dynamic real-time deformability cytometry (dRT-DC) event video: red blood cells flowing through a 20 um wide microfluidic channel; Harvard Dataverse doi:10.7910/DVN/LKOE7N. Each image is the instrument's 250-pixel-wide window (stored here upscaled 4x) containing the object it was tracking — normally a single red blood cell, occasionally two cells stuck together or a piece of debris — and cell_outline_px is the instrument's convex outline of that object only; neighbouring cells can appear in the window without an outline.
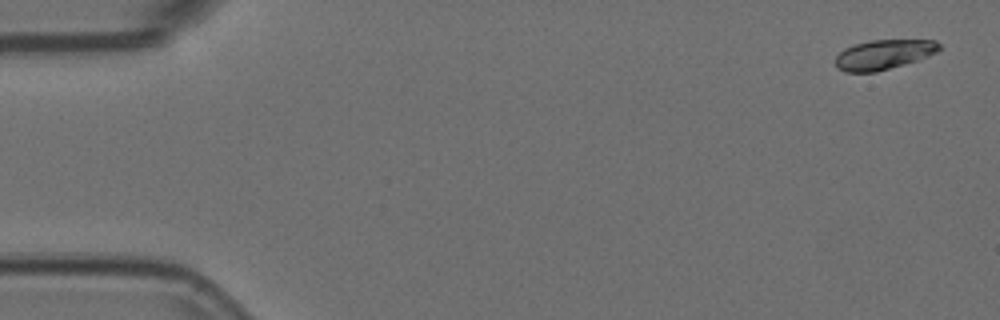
{"species": "Egyptian fruit bat (a non-hibernating species)", "species_latin": "Rousettus aegyptiacus", "temperature_condition": "room temperature", "stored_images_in_passage": 55, "camera_frame_rate_fps": 3000, "um_per_image_px": 0.085, "animal": {"sex": "female"}, "frame": {"image": 1, "passage_image": 2, "time_ms": 0.333, "image_size_px": [1000, 320], "cell_outline_px": [[940, 48], [936, 52], [928, 56], [904, 64], [876, 72], [844, 72], [836, 64], [836, 56], [844, 48], [856, 44], [872, 40], [936, 40], [940, 44]], "centroid_in_image_um": [75.12, 4.63], "position_along_channel_um": 9.9, "area_um2": 17.74}}
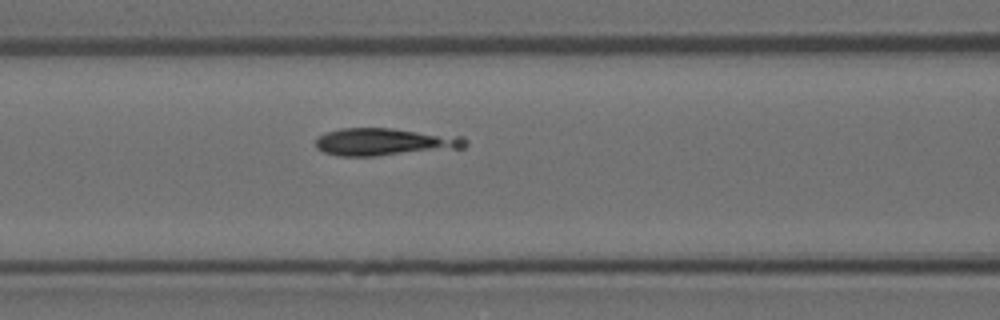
{"frame": {"image": 2, "passage_image": 23, "time_ms": 7.333, "image_size_px": [1000, 320], "cell_outline_px": [[468, 144], [464, 148], [376, 156], [340, 156], [324, 152], [316, 148], [316, 140], [324, 132], [340, 128], [392, 128], [464, 136], [468, 140]], "centroid_in_image_um": [32.75, 12.05], "position_along_channel_um": 133.9, "area_um2": 24.28}}
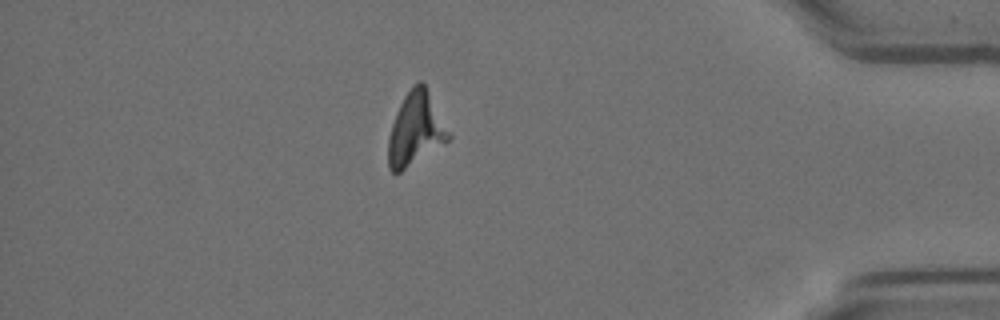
{"frame": {"image": 3, "passage_image": 48, "time_ms": 15.667, "image_size_px": [1000, 320], "cell_outline_px": [[452, 136], [448, 140], [400, 172], [392, 172], [388, 168], [388, 140], [392, 124], [396, 112], [404, 96], [420, 80], [424, 84]], "centroid_in_image_um": [35.3, 11.0], "position_along_channel_um": 399.9, "area_um2": 24.91}}